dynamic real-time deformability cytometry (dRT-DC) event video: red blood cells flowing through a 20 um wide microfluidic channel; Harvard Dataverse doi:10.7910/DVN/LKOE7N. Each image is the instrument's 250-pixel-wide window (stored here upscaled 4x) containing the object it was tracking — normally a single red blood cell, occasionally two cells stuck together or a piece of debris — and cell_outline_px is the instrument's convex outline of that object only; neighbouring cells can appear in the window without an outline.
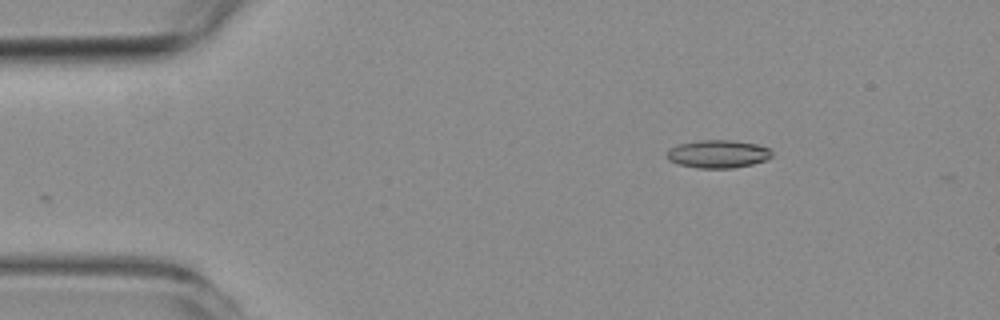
{"species": "common noctule bat (a hibernating species)", "species_latin": "Nyctalus noctula", "temperature_condition": "room temperature", "stored_images_in_passage": 4, "camera_frame_rate_fps": 3000, "um_per_image_px": 0.085, "animal": {"sex": "female", "body_mass_g": 19.3, "forearm_length_mm": 54.1}, "frame": {"image": 1, "passage_image": 1, "time_ms": 0.0, "image_size_px": [1000, 320], "cell_outline_px": [[772, 156], [764, 160], [752, 164], [732, 168], [696, 168], [680, 164], [668, 160], [668, 148], [676, 144], [700, 140], [732, 140], [756, 144], [768, 148], [772, 152]], "centroid_in_image_um": [61.0, 13.08], "position_along_channel_um": 24.0, "area_um2": 17.05}}